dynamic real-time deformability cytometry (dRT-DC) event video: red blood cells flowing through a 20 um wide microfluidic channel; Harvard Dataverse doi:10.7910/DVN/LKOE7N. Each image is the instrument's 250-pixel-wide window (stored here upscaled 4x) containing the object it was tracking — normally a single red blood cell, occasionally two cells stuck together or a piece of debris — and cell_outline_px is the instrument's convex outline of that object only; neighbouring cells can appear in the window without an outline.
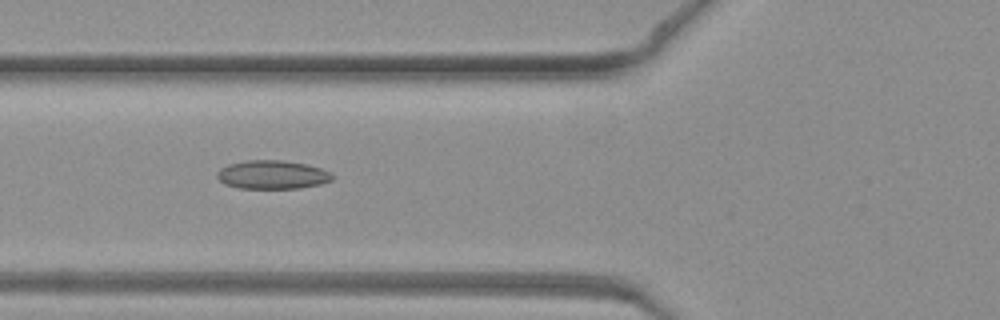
{"species": "common noctule bat (a hibernating species)", "species_latin": "Nyctalus noctula", "temperature_condition": "warm", "stored_images_in_passage": 46, "camera_frame_rate_fps": 3000, "um_per_image_px": 0.085, "animal": {"sex": "female", "body_mass_g": 19.3, "forearm_length_mm": 54.1}, "frame": {"image": 1, "passage_image": 17, "time_ms": 5.333, "image_size_px": [1000, 320], "cell_outline_px": [[332, 180], [320, 184], [300, 188], [240, 188], [224, 184], [216, 176], [216, 172], [220, 168], [228, 164], [248, 160], [284, 160], [304, 164], [320, 168], [332, 172]], "centroid_in_image_um": [23.13, 14.84], "position_along_channel_um": 102.7, "area_um2": 19.19}}
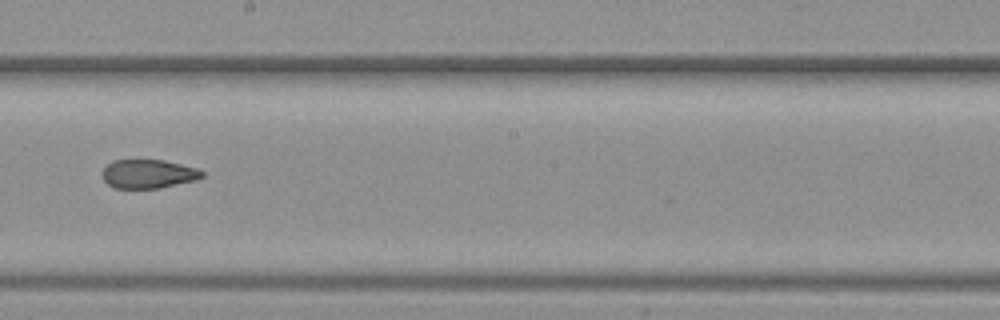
{"frame": {"image": 2, "passage_image": 26, "time_ms": 8.333, "image_size_px": [1000, 320], "cell_outline_px": [[204, 176], [196, 180], [160, 188], [116, 188], [108, 184], [104, 180], [100, 172], [112, 160], [164, 160], [200, 168], [204, 172]], "centroid_in_image_um": [12.63, 14.77], "position_along_channel_um": 235.6, "area_um2": 16.94}}
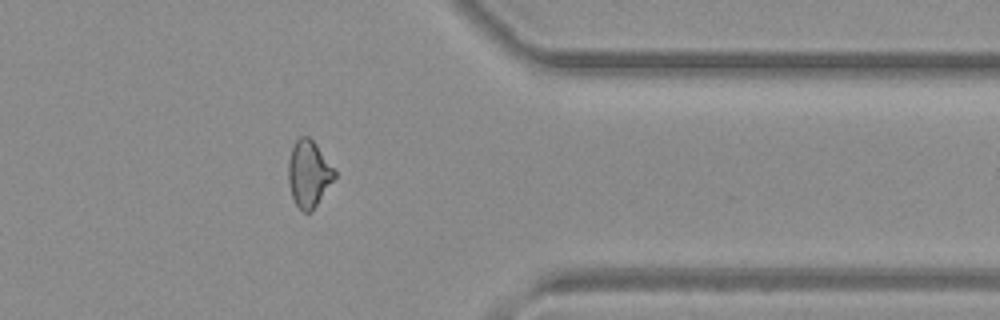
{"frame": {"image": 3, "passage_image": 37, "time_ms": 12.0, "image_size_px": [1000, 320], "cell_outline_px": [[336, 176], [312, 212], [304, 212], [296, 204], [292, 196], [288, 184], [288, 160], [292, 148], [296, 140], [300, 136], [308, 136], [316, 144], [336, 172]], "centroid_in_image_um": [26.23, 14.77], "position_along_channel_um": 385.2, "area_um2": 17.8}}